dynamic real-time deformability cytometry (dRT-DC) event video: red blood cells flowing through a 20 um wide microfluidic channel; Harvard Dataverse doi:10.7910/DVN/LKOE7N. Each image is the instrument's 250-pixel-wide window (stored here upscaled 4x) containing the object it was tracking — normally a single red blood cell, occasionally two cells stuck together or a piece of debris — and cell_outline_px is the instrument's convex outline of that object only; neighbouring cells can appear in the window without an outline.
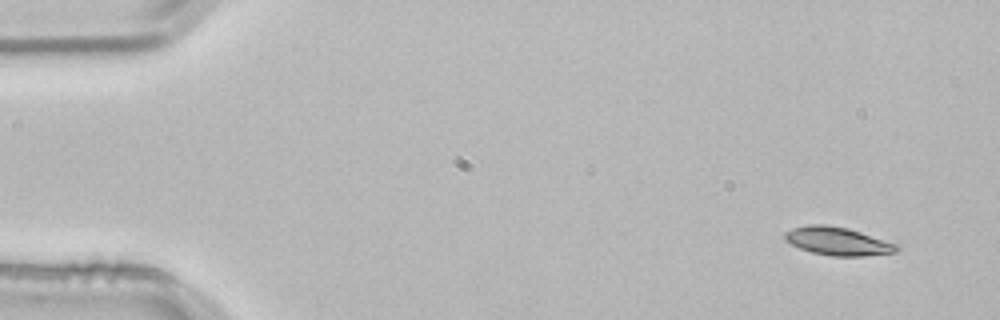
{"species": "common noctule bat (a hibernating species)", "species_latin": "Nyctalus noctula", "temperature_condition": "room temperature", "stored_images_in_passage": 4, "camera_frame_rate_fps": 3000, "um_per_image_px": 0.085, "animal": {"sex": "male", "body_mass_g": 21.5, "forearm_length_mm": 52.0}, "frame": {"image": 1, "passage_image": 1, "time_ms": 0.0, "image_size_px": [1000, 320], "cell_outline_px": [[900, 248], [896, 252], [864, 256], [832, 256], [812, 252], [800, 248], [784, 240], [784, 232], [792, 228], [808, 224], [824, 224], [848, 228], [900, 244]], "centroid_in_image_um": [71.23, 20.49], "position_along_channel_um": 13.8, "area_um2": 18.55}}
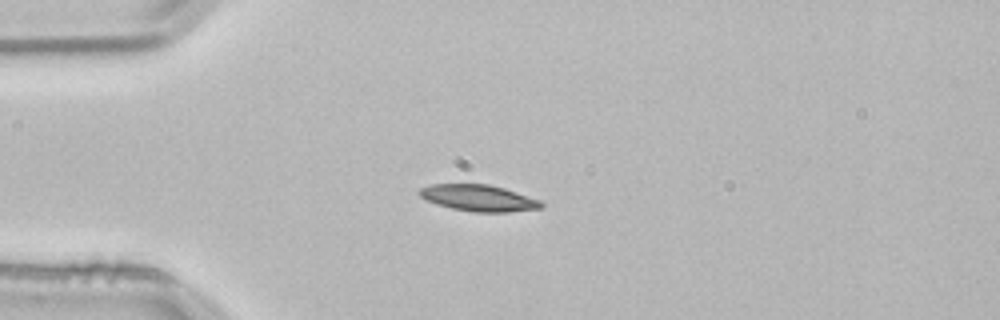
{"frame": {"image": 2, "passage_image": 3, "time_ms": 0.667, "image_size_px": [1000, 320], "cell_outline_px": [[544, 204], [540, 208], [508, 212], [472, 212], [452, 208], [436, 204], [420, 196], [416, 192], [420, 188], [432, 184], [488, 184], [504, 188], [540, 200]], "centroid_in_image_um": [40.66, 16.83], "position_along_channel_um": 44.3, "area_um2": 18.67}}
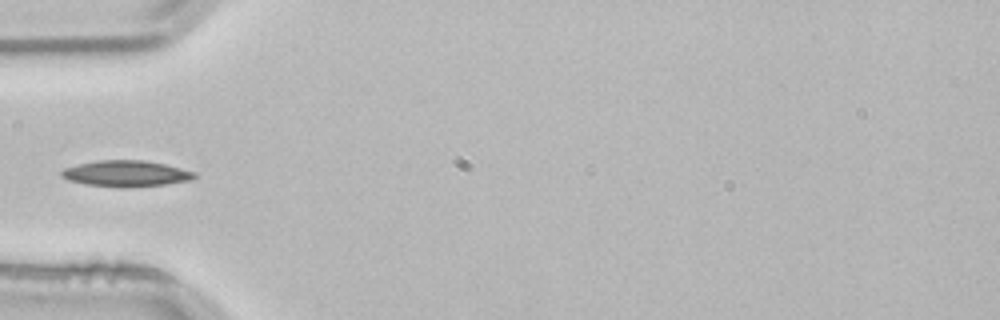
{"frame": {"image": 3, "passage_image": 4, "time_ms": 1.0, "image_size_px": [1000, 320], "cell_outline_px": [[196, 176], [188, 180], [164, 184], [84, 184], [68, 180], [60, 176], [60, 172], [64, 168], [80, 164], [100, 160], [144, 160], [164, 164], [196, 172]], "centroid_in_image_um": [10.68, 14.69], "position_along_channel_um": 74.3, "area_um2": 18.9}}